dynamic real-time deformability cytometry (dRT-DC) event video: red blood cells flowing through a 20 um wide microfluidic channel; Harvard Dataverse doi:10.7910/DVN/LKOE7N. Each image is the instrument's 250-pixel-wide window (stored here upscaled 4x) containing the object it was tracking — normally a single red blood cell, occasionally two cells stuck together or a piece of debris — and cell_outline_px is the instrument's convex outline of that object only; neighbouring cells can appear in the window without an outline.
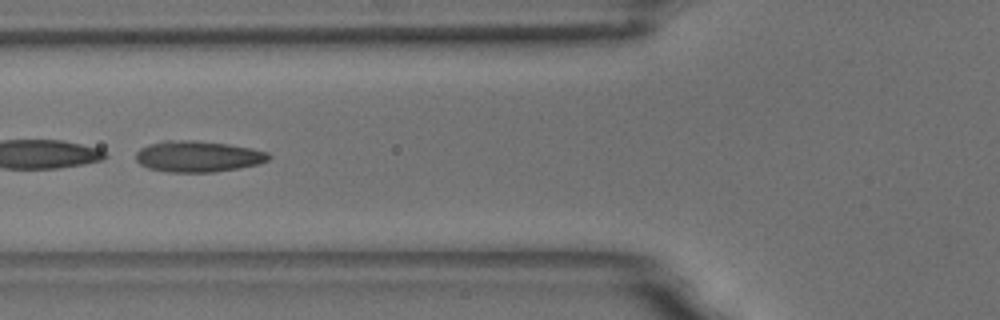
{"species": "common noctule bat (a hibernating species)", "species_latin": "Nyctalus noctula", "temperature_condition": "room temperature", "stored_images_in_passage": 42, "camera_frame_rate_fps": 3000, "um_per_image_px": 0.085, "animal": {"sex": "male", "body_mass_g": 18.8}, "frame": {"image": 1, "passage_image": 22, "time_ms": 7.0, "image_size_px": [1000, 320], "cell_outline_px": [[272, 156], [268, 160], [256, 164], [240, 168], [212, 172], [168, 172], [148, 168], [140, 164], [136, 160], [136, 152], [140, 148], [148, 144], [164, 140], [192, 140], [228, 144], [252, 148], [268, 152]], "centroid_in_image_um": [16.81, 13.29], "position_along_channel_um": 109.0, "area_um2": 24.16}}